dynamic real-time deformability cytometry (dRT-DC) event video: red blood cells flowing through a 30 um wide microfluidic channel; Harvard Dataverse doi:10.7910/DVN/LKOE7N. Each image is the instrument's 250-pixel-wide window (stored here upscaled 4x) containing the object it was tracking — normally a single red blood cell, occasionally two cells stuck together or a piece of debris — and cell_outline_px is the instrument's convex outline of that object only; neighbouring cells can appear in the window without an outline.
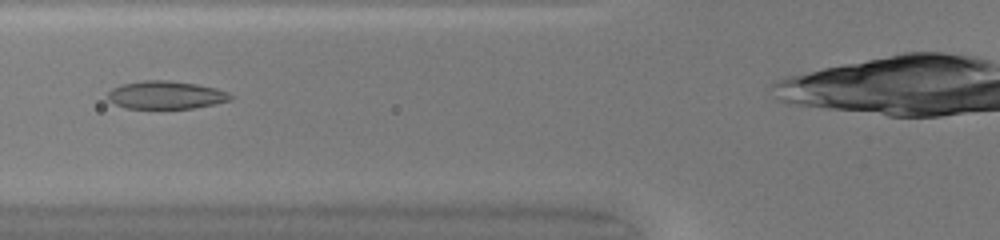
{"species": "common noctule bat (a hibernating species)", "species_latin": "Nyctalus noctula", "temperature_condition": "warm", "stored_images_in_passage": 34, "camera_frame_rate_fps": 3000, "um_per_image_px": 0.085, "animal": {"sex": "female", "body_mass_g": 20.0, "forearm_length_mm": 54.0}, "frame": {"image": 1, "passage_image": 9, "time_ms": 2.667, "image_size_px": [1000, 240], "cell_outline_px": [[236, 96], [232, 100], [192, 108], [128, 108], [116, 104], [108, 100], [108, 92], [112, 88], [120, 84], [144, 80], [168, 80], [196, 84], [216, 88], [228, 92]], "centroid_in_image_um": [14.12, 8.06], "position_along_channel_um": 111.7, "area_um2": 20.0}}
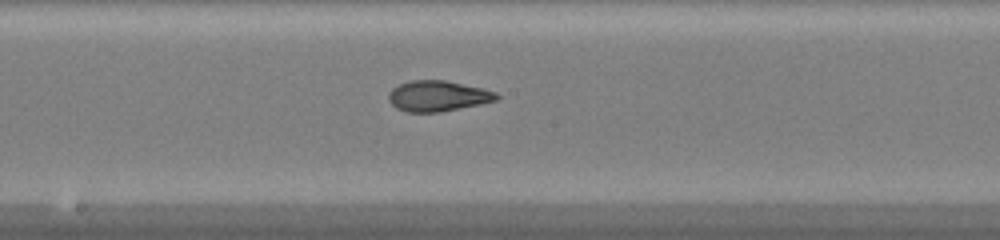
{"frame": {"image": 2, "passage_image": 16, "time_ms": 5.0, "image_size_px": [1000, 240], "cell_outline_px": [[500, 96], [496, 100], [480, 104], [440, 112], [408, 112], [396, 108], [388, 100], [388, 92], [392, 88], [408, 80], [444, 80], [480, 88], [496, 92]], "centroid_in_image_um": [37.17, 8.16], "position_along_channel_um": 211.0, "area_um2": 19.19}}
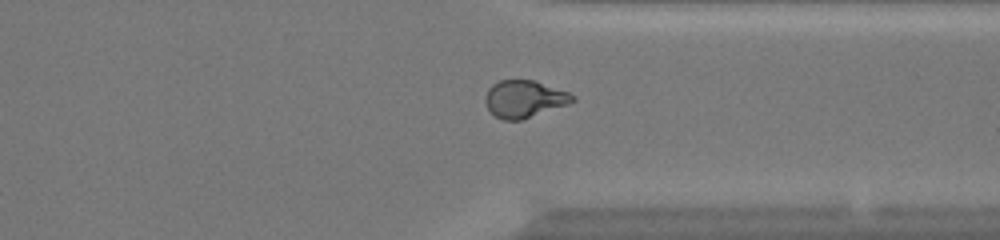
{"frame": {"image": 3, "passage_image": 27, "time_ms": 8.667, "image_size_px": [1000, 240], "cell_outline_px": [[576, 100], [568, 104], [520, 120], [504, 120], [496, 116], [488, 108], [484, 100], [484, 96], [488, 88], [492, 84], [500, 80], [536, 80], [568, 92], [576, 96]], "centroid_in_image_um": [44.56, 8.39], "position_along_channel_um": 366.8, "area_um2": 18.9}, "authors_computed_cell_mechanics": {"area_um2": 19.3341, "velocity_mm_per_s": 4.2554, "shape_relaxation_time_tau1_ms": null, "shape_relaxation_time_tau2_ms": 1.3773, "deformation_change_tau1": null, "deformation_change_tau2": 0.0649}}